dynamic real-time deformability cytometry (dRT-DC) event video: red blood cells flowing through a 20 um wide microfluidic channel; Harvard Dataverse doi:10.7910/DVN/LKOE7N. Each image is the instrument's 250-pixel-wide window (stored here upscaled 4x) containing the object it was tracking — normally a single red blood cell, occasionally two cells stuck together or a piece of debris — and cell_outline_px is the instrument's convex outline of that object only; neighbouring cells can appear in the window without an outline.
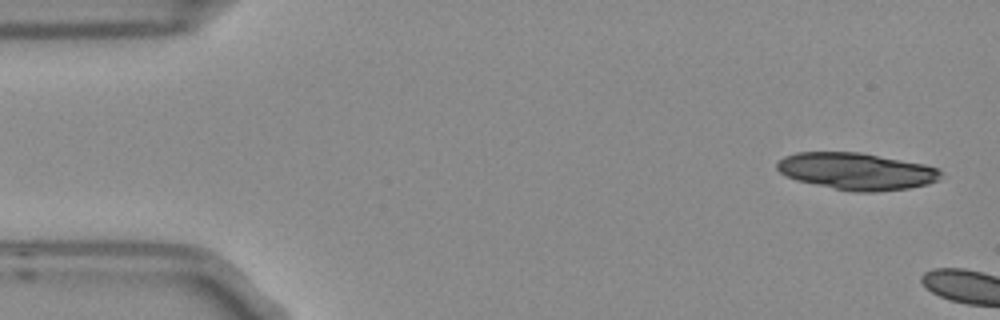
{"species": "Egyptian fruit bat (a non-hibernating species)", "species_latin": "Rousettus aegyptiacus", "temperature_condition": "room temperature", "stored_images_in_passage": 5, "camera_frame_rate_fps": 3000, "um_per_image_px": 0.085, "frame": {"image": 1, "passage_image": 1, "time_ms": 0.0, "image_size_px": [1000, 320], "cell_outline_px": [[944, 172], [940, 180], [928, 184], [908, 188], [876, 192], [852, 192], [796, 180], [780, 172], [776, 168], [776, 164], [784, 156], [796, 152], [860, 152], [924, 164], [936, 168]], "centroid_in_image_um": [72.83, 14.56], "position_along_channel_um": 12.2, "area_um2": 35.32}}
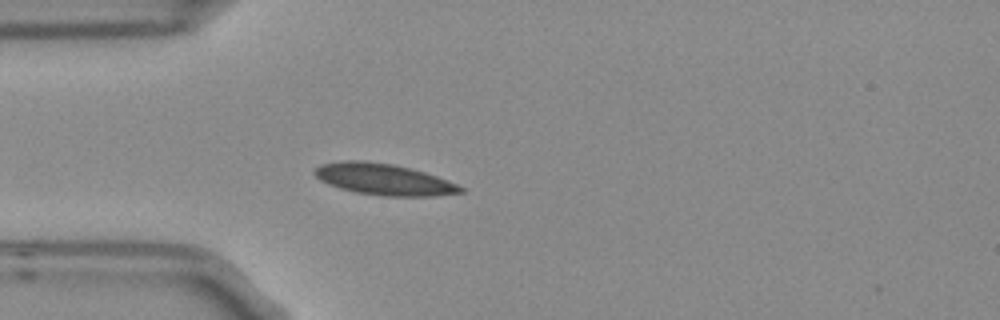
{"frame": {"image": 2, "passage_image": 5, "time_ms": 1.333, "image_size_px": [1000, 320], "cell_outline_px": [[464, 192], [436, 196], [384, 196], [356, 192], [340, 188], [328, 184], [320, 180], [312, 172], [320, 164], [344, 160], [364, 160], [392, 164], [424, 172], [436, 176], [456, 184], [464, 188]], "centroid_in_image_um": [32.59, 15.24], "position_along_channel_um": 52.4, "area_um2": 26.53}}